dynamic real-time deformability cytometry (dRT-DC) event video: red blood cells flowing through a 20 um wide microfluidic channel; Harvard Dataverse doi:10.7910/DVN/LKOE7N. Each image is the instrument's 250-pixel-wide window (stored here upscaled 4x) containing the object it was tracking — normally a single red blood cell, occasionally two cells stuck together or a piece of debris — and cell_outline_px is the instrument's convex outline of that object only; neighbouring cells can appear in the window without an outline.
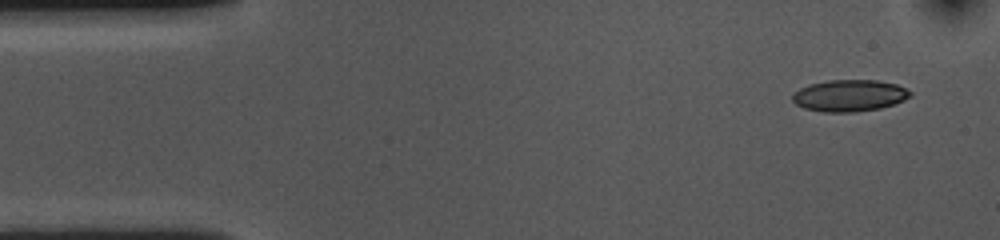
{"species": "common noctule bat (a hibernating species)", "species_latin": "Nyctalus noctula", "temperature_condition": "cold", "stored_images_in_passage": 52, "camera_frame_rate_fps": 3000, "um_per_image_px": 0.085, "animal": {"sex": "female", "body_mass_g": 10.0, "forearm_length_mm": 53.1}, "frame": {"image": 1, "passage_image": 1, "time_ms": 0.0, "image_size_px": [1000, 240], "cell_outline_px": [[912, 96], [904, 100], [880, 108], [852, 112], [824, 112], [804, 108], [796, 104], [792, 100], [792, 96], [800, 88], [808, 84], [828, 80], [876, 80], [896, 84], [912, 92]], "centroid_in_image_um": [72.19, 8.12], "position_along_channel_um": 12.8, "area_um2": 21.68}}
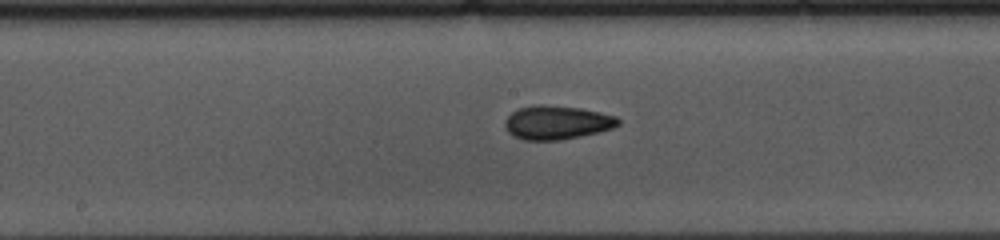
{"frame": {"image": 2, "passage_image": 24, "time_ms": 7.667, "image_size_px": [1000, 240], "cell_outline_px": [[620, 124], [612, 128], [600, 132], [560, 140], [524, 140], [512, 136], [508, 132], [504, 124], [504, 120], [512, 112], [520, 108], [536, 104], [544, 104], [580, 108], [600, 112], [616, 116], [620, 120]], "centroid_in_image_um": [47.33, 10.41], "position_along_channel_um": 200.9, "area_um2": 22.43}}
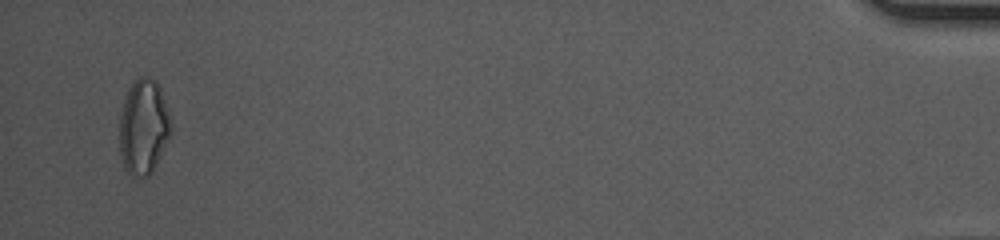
{"frame": {"image": 3, "passage_image": 50, "time_ms": 16.333, "image_size_px": [1000, 240], "cell_outline_px": [[172, 132], [152, 172], [148, 176], [124, 176], [120, 156], [120, 112], [124, 96], [128, 88], [140, 76], [148, 76], [156, 80], [160, 88], [168, 112], [172, 128]], "centroid_in_image_um": [12.17, 10.82], "position_along_channel_um": 423.0, "area_um2": 28.96}, "authors_computed_cell_mechanics": {"area_um2": 21.675, "velocity_mm_per_s": 3.6058, "shape_relaxation_time_tau1_ms": 5.443, "shape_relaxation_time_tau2_ms": 4.8045, "deformation_change_tau1": 0.1332, "deformation_change_tau2": 0.098}}